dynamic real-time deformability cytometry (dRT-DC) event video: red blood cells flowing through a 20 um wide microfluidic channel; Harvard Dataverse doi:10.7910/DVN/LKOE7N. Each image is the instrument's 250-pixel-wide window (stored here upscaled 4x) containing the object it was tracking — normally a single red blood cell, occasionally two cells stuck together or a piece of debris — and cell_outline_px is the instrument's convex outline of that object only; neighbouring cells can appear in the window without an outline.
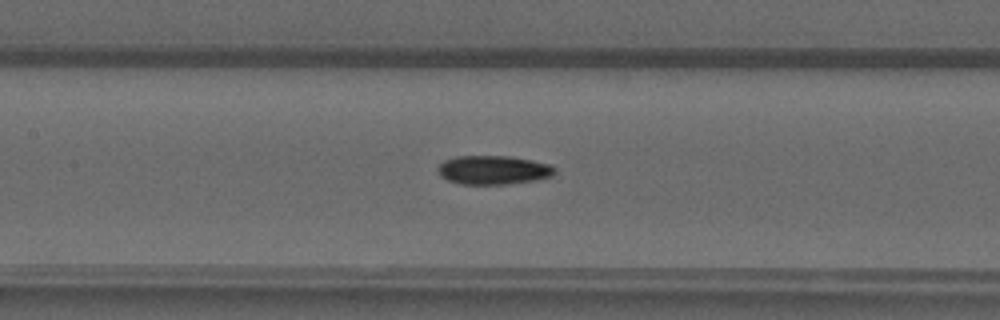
{"species": "common noctule bat (a hibernating species)", "species_latin": "Nyctalus noctula", "temperature_condition": "warm", "stored_images_in_passage": 44, "camera_frame_rate_fps": 3000, "um_per_image_px": 0.085, "animal": {"sex": "male", "forearm_length_mm": 52.5}, "frame": {"image": 1, "passage_image": 18, "time_ms": 5.667, "image_size_px": [1000, 320], "cell_outline_px": [[556, 172], [552, 176], [536, 180], [508, 184], [460, 184], [448, 180], [440, 176], [436, 168], [444, 160], [456, 156], [508, 156], [532, 160], [548, 164], [556, 168]], "centroid_in_image_um": [41.92, 14.45], "position_along_channel_um": 165.5, "area_um2": 19.77}}
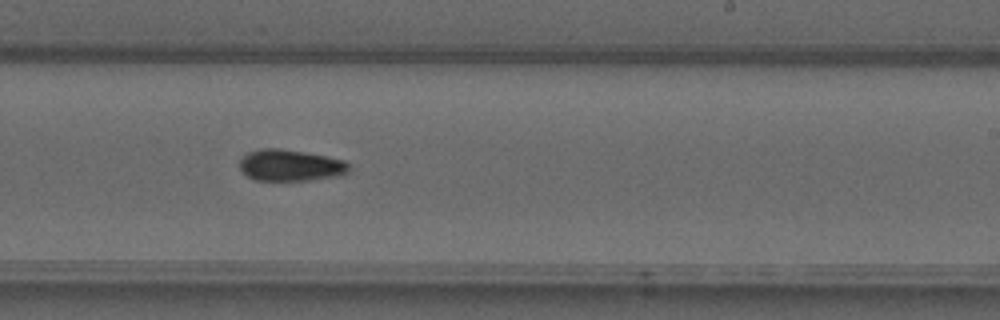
{"frame": {"image": 2, "passage_image": 25, "time_ms": 8.0, "image_size_px": [1000, 320], "cell_outline_px": [[352, 168], [348, 172], [336, 176], [308, 180], [256, 180], [248, 176], [240, 168], [240, 160], [248, 152], [260, 148], [280, 148], [328, 156], [344, 160]], "centroid_in_image_um": [24.7, 14.04], "position_along_channel_um": 264.3, "area_um2": 20.0}}
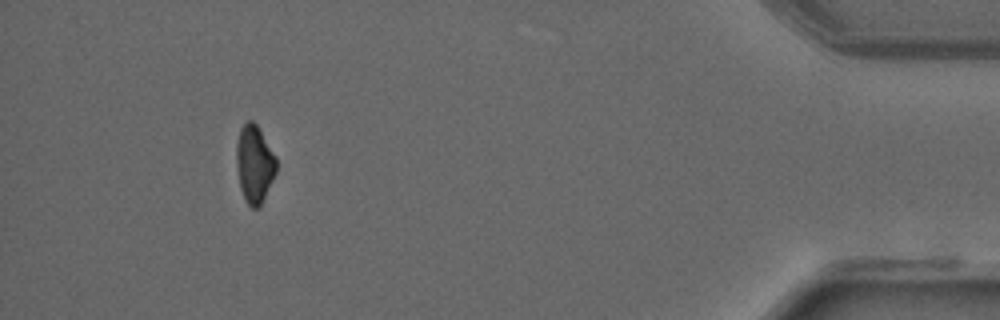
{"frame": {"image": 3, "passage_image": 40, "time_ms": 13.0, "image_size_px": [1000, 320], "cell_outline_px": [[276, 172], [260, 208], [252, 208], [244, 200], [240, 188], [236, 164], [236, 144], [240, 128], [248, 120], [252, 120], [256, 124], [276, 156]], "centroid_in_image_um": [21.62, 13.96], "position_along_channel_um": 413.6, "area_um2": 18.15}}